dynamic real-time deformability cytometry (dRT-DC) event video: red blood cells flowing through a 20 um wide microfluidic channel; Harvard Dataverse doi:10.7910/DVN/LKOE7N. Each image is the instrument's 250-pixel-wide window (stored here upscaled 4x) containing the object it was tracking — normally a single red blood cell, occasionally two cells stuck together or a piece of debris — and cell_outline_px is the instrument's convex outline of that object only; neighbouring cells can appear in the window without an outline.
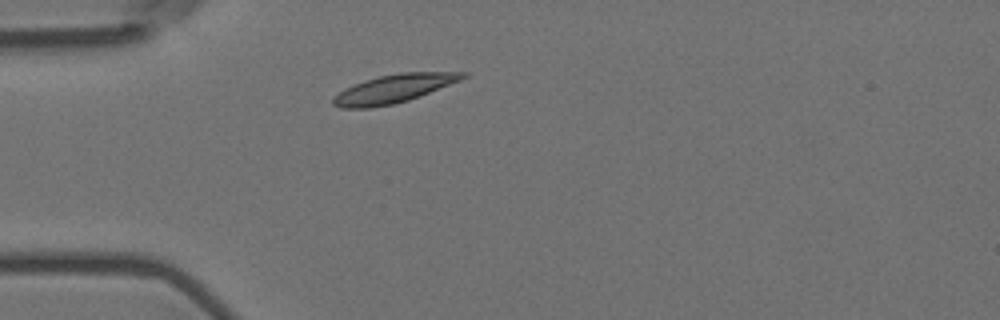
{"species": "Egyptian fruit bat (a non-hibernating species)", "species_latin": "Rousettus aegyptiacus", "temperature_condition": "room temperature", "stored_images_in_passage": 2, "camera_frame_rate_fps": 3000, "um_per_image_px": 0.085, "animal": {"sex": "female"}, "frame": {"image": 1, "passage_image": 1, "time_ms": 0.0, "image_size_px": [1000, 320], "cell_outline_px": [[468, 76], [460, 80], [420, 96], [408, 100], [392, 104], [368, 108], [340, 108], [332, 104], [332, 96], [344, 88], [364, 80], [380, 76], [400, 72], [468, 72]], "centroid_in_image_um": [33.43, 7.54], "position_along_channel_um": 51.6, "area_um2": 21.39}}